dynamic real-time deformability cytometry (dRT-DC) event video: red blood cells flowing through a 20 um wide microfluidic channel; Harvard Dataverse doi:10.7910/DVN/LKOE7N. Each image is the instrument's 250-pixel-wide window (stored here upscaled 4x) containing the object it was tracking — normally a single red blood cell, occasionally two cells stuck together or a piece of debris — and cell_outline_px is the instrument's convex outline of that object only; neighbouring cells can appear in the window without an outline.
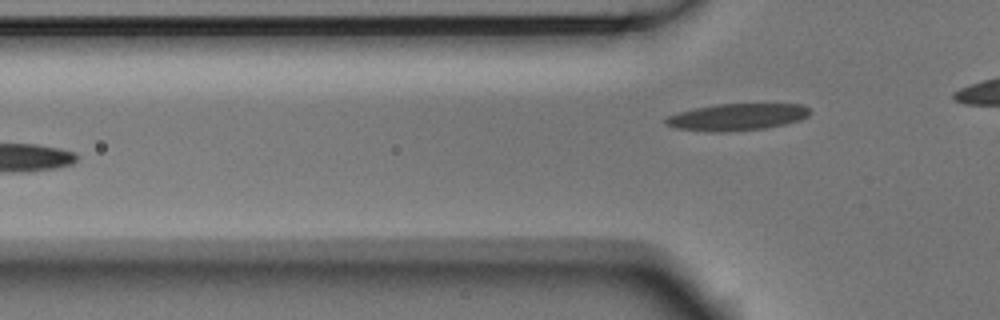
{"species": "Egyptian fruit bat (a non-hibernating species)", "species_latin": "Rousettus aegyptiacus", "temperature_condition": "room temperature", "stored_images_in_passage": 6, "camera_frame_rate_fps": 3000, "um_per_image_px": 0.085, "animal": {"sex": "male"}, "frame": {"image": 1, "passage_image": 6, "time_ms": 1.667, "image_size_px": [1000, 320], "cell_outline_px": [[812, 112], [808, 116], [800, 120], [784, 124], [764, 128], [724, 132], [708, 132], [676, 128], [664, 124], [664, 120], [668, 116], [680, 112], [696, 108], [716, 104], [800, 104], [808, 108]], "centroid_in_image_um": [62.64, 9.95], "position_along_channel_um": 63.2, "area_um2": 22.48}}